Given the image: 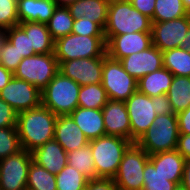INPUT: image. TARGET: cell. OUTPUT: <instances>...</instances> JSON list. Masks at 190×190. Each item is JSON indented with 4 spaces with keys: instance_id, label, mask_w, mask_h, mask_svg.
<instances>
[{
    "instance_id": "50",
    "label": "cell",
    "mask_w": 190,
    "mask_h": 190,
    "mask_svg": "<svg viewBox=\"0 0 190 190\" xmlns=\"http://www.w3.org/2000/svg\"><path fill=\"white\" fill-rule=\"evenodd\" d=\"M5 39H6L5 30H0V51L2 49V45Z\"/></svg>"
},
{
    "instance_id": "47",
    "label": "cell",
    "mask_w": 190,
    "mask_h": 190,
    "mask_svg": "<svg viewBox=\"0 0 190 190\" xmlns=\"http://www.w3.org/2000/svg\"><path fill=\"white\" fill-rule=\"evenodd\" d=\"M187 190H190V160H186L184 166L183 180L181 183Z\"/></svg>"
},
{
    "instance_id": "29",
    "label": "cell",
    "mask_w": 190,
    "mask_h": 190,
    "mask_svg": "<svg viewBox=\"0 0 190 190\" xmlns=\"http://www.w3.org/2000/svg\"><path fill=\"white\" fill-rule=\"evenodd\" d=\"M74 20L67 7L57 6L47 23L51 38L56 41L58 38L71 34Z\"/></svg>"
},
{
    "instance_id": "7",
    "label": "cell",
    "mask_w": 190,
    "mask_h": 190,
    "mask_svg": "<svg viewBox=\"0 0 190 190\" xmlns=\"http://www.w3.org/2000/svg\"><path fill=\"white\" fill-rule=\"evenodd\" d=\"M149 154L136 143L124 152L113 180L118 190H143V171Z\"/></svg>"
},
{
    "instance_id": "52",
    "label": "cell",
    "mask_w": 190,
    "mask_h": 190,
    "mask_svg": "<svg viewBox=\"0 0 190 190\" xmlns=\"http://www.w3.org/2000/svg\"><path fill=\"white\" fill-rule=\"evenodd\" d=\"M174 190H187L182 184H177Z\"/></svg>"
},
{
    "instance_id": "42",
    "label": "cell",
    "mask_w": 190,
    "mask_h": 190,
    "mask_svg": "<svg viewBox=\"0 0 190 190\" xmlns=\"http://www.w3.org/2000/svg\"><path fill=\"white\" fill-rule=\"evenodd\" d=\"M152 100L155 101V112L157 115H169L175 114L167 94L158 95L152 97Z\"/></svg>"
},
{
    "instance_id": "3",
    "label": "cell",
    "mask_w": 190,
    "mask_h": 190,
    "mask_svg": "<svg viewBox=\"0 0 190 190\" xmlns=\"http://www.w3.org/2000/svg\"><path fill=\"white\" fill-rule=\"evenodd\" d=\"M132 144L123 137L105 135L89 141L98 178H114L124 152Z\"/></svg>"
},
{
    "instance_id": "36",
    "label": "cell",
    "mask_w": 190,
    "mask_h": 190,
    "mask_svg": "<svg viewBox=\"0 0 190 190\" xmlns=\"http://www.w3.org/2000/svg\"><path fill=\"white\" fill-rule=\"evenodd\" d=\"M6 39L10 41L19 55L23 58L33 56L34 54L30 51L29 34L19 26H13L10 29L5 30Z\"/></svg>"
},
{
    "instance_id": "21",
    "label": "cell",
    "mask_w": 190,
    "mask_h": 190,
    "mask_svg": "<svg viewBox=\"0 0 190 190\" xmlns=\"http://www.w3.org/2000/svg\"><path fill=\"white\" fill-rule=\"evenodd\" d=\"M56 8L57 4L53 0H17L19 23L47 24Z\"/></svg>"
},
{
    "instance_id": "17",
    "label": "cell",
    "mask_w": 190,
    "mask_h": 190,
    "mask_svg": "<svg viewBox=\"0 0 190 190\" xmlns=\"http://www.w3.org/2000/svg\"><path fill=\"white\" fill-rule=\"evenodd\" d=\"M106 135L119 136L131 141V126L125 101L109 99L102 108Z\"/></svg>"
},
{
    "instance_id": "6",
    "label": "cell",
    "mask_w": 190,
    "mask_h": 190,
    "mask_svg": "<svg viewBox=\"0 0 190 190\" xmlns=\"http://www.w3.org/2000/svg\"><path fill=\"white\" fill-rule=\"evenodd\" d=\"M54 53L58 64L73 59L104 57L107 54L106 40L104 36L71 33L55 41Z\"/></svg>"
},
{
    "instance_id": "8",
    "label": "cell",
    "mask_w": 190,
    "mask_h": 190,
    "mask_svg": "<svg viewBox=\"0 0 190 190\" xmlns=\"http://www.w3.org/2000/svg\"><path fill=\"white\" fill-rule=\"evenodd\" d=\"M58 72L59 64L55 53L35 54L23 58L13 76L29 82L42 91Z\"/></svg>"
},
{
    "instance_id": "2",
    "label": "cell",
    "mask_w": 190,
    "mask_h": 190,
    "mask_svg": "<svg viewBox=\"0 0 190 190\" xmlns=\"http://www.w3.org/2000/svg\"><path fill=\"white\" fill-rule=\"evenodd\" d=\"M151 28V19L135 9L129 0L109 4L107 24L104 28L106 43L115 35L151 32Z\"/></svg>"
},
{
    "instance_id": "20",
    "label": "cell",
    "mask_w": 190,
    "mask_h": 190,
    "mask_svg": "<svg viewBox=\"0 0 190 190\" xmlns=\"http://www.w3.org/2000/svg\"><path fill=\"white\" fill-rule=\"evenodd\" d=\"M149 160L155 169L169 181L182 183L186 159L177 150L149 155Z\"/></svg>"
},
{
    "instance_id": "53",
    "label": "cell",
    "mask_w": 190,
    "mask_h": 190,
    "mask_svg": "<svg viewBox=\"0 0 190 190\" xmlns=\"http://www.w3.org/2000/svg\"><path fill=\"white\" fill-rule=\"evenodd\" d=\"M106 1L111 3V2H115V1H126V0H106Z\"/></svg>"
},
{
    "instance_id": "44",
    "label": "cell",
    "mask_w": 190,
    "mask_h": 190,
    "mask_svg": "<svg viewBox=\"0 0 190 190\" xmlns=\"http://www.w3.org/2000/svg\"><path fill=\"white\" fill-rule=\"evenodd\" d=\"M179 134H190V105L177 114Z\"/></svg>"
},
{
    "instance_id": "27",
    "label": "cell",
    "mask_w": 190,
    "mask_h": 190,
    "mask_svg": "<svg viewBox=\"0 0 190 190\" xmlns=\"http://www.w3.org/2000/svg\"><path fill=\"white\" fill-rule=\"evenodd\" d=\"M163 67L174 76L190 77V51L183 48H174L162 52Z\"/></svg>"
},
{
    "instance_id": "34",
    "label": "cell",
    "mask_w": 190,
    "mask_h": 190,
    "mask_svg": "<svg viewBox=\"0 0 190 190\" xmlns=\"http://www.w3.org/2000/svg\"><path fill=\"white\" fill-rule=\"evenodd\" d=\"M143 178V190H174L177 185V183L169 181L167 177L160 174L150 160L146 162Z\"/></svg>"
},
{
    "instance_id": "37",
    "label": "cell",
    "mask_w": 190,
    "mask_h": 190,
    "mask_svg": "<svg viewBox=\"0 0 190 190\" xmlns=\"http://www.w3.org/2000/svg\"><path fill=\"white\" fill-rule=\"evenodd\" d=\"M17 0H0V30L18 25Z\"/></svg>"
},
{
    "instance_id": "1",
    "label": "cell",
    "mask_w": 190,
    "mask_h": 190,
    "mask_svg": "<svg viewBox=\"0 0 190 190\" xmlns=\"http://www.w3.org/2000/svg\"><path fill=\"white\" fill-rule=\"evenodd\" d=\"M55 115L42 104L39 107L17 113V132L21 148L32 152L54 139Z\"/></svg>"
},
{
    "instance_id": "11",
    "label": "cell",
    "mask_w": 190,
    "mask_h": 190,
    "mask_svg": "<svg viewBox=\"0 0 190 190\" xmlns=\"http://www.w3.org/2000/svg\"><path fill=\"white\" fill-rule=\"evenodd\" d=\"M31 162V152L23 149L0 160V190H27Z\"/></svg>"
},
{
    "instance_id": "33",
    "label": "cell",
    "mask_w": 190,
    "mask_h": 190,
    "mask_svg": "<svg viewBox=\"0 0 190 190\" xmlns=\"http://www.w3.org/2000/svg\"><path fill=\"white\" fill-rule=\"evenodd\" d=\"M56 176L57 190H84L89 179L70 165H66Z\"/></svg>"
},
{
    "instance_id": "41",
    "label": "cell",
    "mask_w": 190,
    "mask_h": 190,
    "mask_svg": "<svg viewBox=\"0 0 190 190\" xmlns=\"http://www.w3.org/2000/svg\"><path fill=\"white\" fill-rule=\"evenodd\" d=\"M85 190H118L112 178H98L89 180Z\"/></svg>"
},
{
    "instance_id": "49",
    "label": "cell",
    "mask_w": 190,
    "mask_h": 190,
    "mask_svg": "<svg viewBox=\"0 0 190 190\" xmlns=\"http://www.w3.org/2000/svg\"><path fill=\"white\" fill-rule=\"evenodd\" d=\"M57 6L67 7L69 4L74 3L76 0H53Z\"/></svg>"
},
{
    "instance_id": "43",
    "label": "cell",
    "mask_w": 190,
    "mask_h": 190,
    "mask_svg": "<svg viewBox=\"0 0 190 190\" xmlns=\"http://www.w3.org/2000/svg\"><path fill=\"white\" fill-rule=\"evenodd\" d=\"M132 6L143 15L152 19L156 0H129Z\"/></svg>"
},
{
    "instance_id": "12",
    "label": "cell",
    "mask_w": 190,
    "mask_h": 190,
    "mask_svg": "<svg viewBox=\"0 0 190 190\" xmlns=\"http://www.w3.org/2000/svg\"><path fill=\"white\" fill-rule=\"evenodd\" d=\"M190 28V14L178 19L152 22V44L162 52L180 48Z\"/></svg>"
},
{
    "instance_id": "5",
    "label": "cell",
    "mask_w": 190,
    "mask_h": 190,
    "mask_svg": "<svg viewBox=\"0 0 190 190\" xmlns=\"http://www.w3.org/2000/svg\"><path fill=\"white\" fill-rule=\"evenodd\" d=\"M178 138L177 114L157 115L153 125L135 143L152 155L176 150Z\"/></svg>"
},
{
    "instance_id": "25",
    "label": "cell",
    "mask_w": 190,
    "mask_h": 190,
    "mask_svg": "<svg viewBox=\"0 0 190 190\" xmlns=\"http://www.w3.org/2000/svg\"><path fill=\"white\" fill-rule=\"evenodd\" d=\"M174 75L166 68L149 73L137 82V90L149 97L167 94Z\"/></svg>"
},
{
    "instance_id": "9",
    "label": "cell",
    "mask_w": 190,
    "mask_h": 190,
    "mask_svg": "<svg viewBox=\"0 0 190 190\" xmlns=\"http://www.w3.org/2000/svg\"><path fill=\"white\" fill-rule=\"evenodd\" d=\"M137 82L123 68L119 60L103 57L102 86L111 100L126 101L135 91Z\"/></svg>"
},
{
    "instance_id": "18",
    "label": "cell",
    "mask_w": 190,
    "mask_h": 190,
    "mask_svg": "<svg viewBox=\"0 0 190 190\" xmlns=\"http://www.w3.org/2000/svg\"><path fill=\"white\" fill-rule=\"evenodd\" d=\"M54 139L67 153L89 144V140L70 115L57 116Z\"/></svg>"
},
{
    "instance_id": "46",
    "label": "cell",
    "mask_w": 190,
    "mask_h": 190,
    "mask_svg": "<svg viewBox=\"0 0 190 190\" xmlns=\"http://www.w3.org/2000/svg\"><path fill=\"white\" fill-rule=\"evenodd\" d=\"M13 73L0 64V90L12 79Z\"/></svg>"
},
{
    "instance_id": "45",
    "label": "cell",
    "mask_w": 190,
    "mask_h": 190,
    "mask_svg": "<svg viewBox=\"0 0 190 190\" xmlns=\"http://www.w3.org/2000/svg\"><path fill=\"white\" fill-rule=\"evenodd\" d=\"M186 160H190V134H179L176 149Z\"/></svg>"
},
{
    "instance_id": "24",
    "label": "cell",
    "mask_w": 190,
    "mask_h": 190,
    "mask_svg": "<svg viewBox=\"0 0 190 190\" xmlns=\"http://www.w3.org/2000/svg\"><path fill=\"white\" fill-rule=\"evenodd\" d=\"M18 25L29 34L30 51L34 55L54 53L55 41L51 38L47 24L22 22Z\"/></svg>"
},
{
    "instance_id": "39",
    "label": "cell",
    "mask_w": 190,
    "mask_h": 190,
    "mask_svg": "<svg viewBox=\"0 0 190 190\" xmlns=\"http://www.w3.org/2000/svg\"><path fill=\"white\" fill-rule=\"evenodd\" d=\"M72 33L83 36H104V30L96 22L84 17L74 20Z\"/></svg>"
},
{
    "instance_id": "51",
    "label": "cell",
    "mask_w": 190,
    "mask_h": 190,
    "mask_svg": "<svg viewBox=\"0 0 190 190\" xmlns=\"http://www.w3.org/2000/svg\"><path fill=\"white\" fill-rule=\"evenodd\" d=\"M187 12L190 14V0H182Z\"/></svg>"
},
{
    "instance_id": "35",
    "label": "cell",
    "mask_w": 190,
    "mask_h": 190,
    "mask_svg": "<svg viewBox=\"0 0 190 190\" xmlns=\"http://www.w3.org/2000/svg\"><path fill=\"white\" fill-rule=\"evenodd\" d=\"M22 150L17 127L0 128V160Z\"/></svg>"
},
{
    "instance_id": "32",
    "label": "cell",
    "mask_w": 190,
    "mask_h": 190,
    "mask_svg": "<svg viewBox=\"0 0 190 190\" xmlns=\"http://www.w3.org/2000/svg\"><path fill=\"white\" fill-rule=\"evenodd\" d=\"M189 14L182 0H156L151 22L174 20Z\"/></svg>"
},
{
    "instance_id": "15",
    "label": "cell",
    "mask_w": 190,
    "mask_h": 190,
    "mask_svg": "<svg viewBox=\"0 0 190 190\" xmlns=\"http://www.w3.org/2000/svg\"><path fill=\"white\" fill-rule=\"evenodd\" d=\"M152 45L151 32H134L113 36L106 43L107 55L115 60H121L133 53H139Z\"/></svg>"
},
{
    "instance_id": "4",
    "label": "cell",
    "mask_w": 190,
    "mask_h": 190,
    "mask_svg": "<svg viewBox=\"0 0 190 190\" xmlns=\"http://www.w3.org/2000/svg\"><path fill=\"white\" fill-rule=\"evenodd\" d=\"M81 86L58 72L41 91V104L55 115H70L78 107Z\"/></svg>"
},
{
    "instance_id": "14",
    "label": "cell",
    "mask_w": 190,
    "mask_h": 190,
    "mask_svg": "<svg viewBox=\"0 0 190 190\" xmlns=\"http://www.w3.org/2000/svg\"><path fill=\"white\" fill-rule=\"evenodd\" d=\"M103 57L62 61L59 72L80 86L102 83Z\"/></svg>"
},
{
    "instance_id": "13",
    "label": "cell",
    "mask_w": 190,
    "mask_h": 190,
    "mask_svg": "<svg viewBox=\"0 0 190 190\" xmlns=\"http://www.w3.org/2000/svg\"><path fill=\"white\" fill-rule=\"evenodd\" d=\"M0 98L6 101L17 113L41 105V91L29 82L15 76L0 90Z\"/></svg>"
},
{
    "instance_id": "26",
    "label": "cell",
    "mask_w": 190,
    "mask_h": 190,
    "mask_svg": "<svg viewBox=\"0 0 190 190\" xmlns=\"http://www.w3.org/2000/svg\"><path fill=\"white\" fill-rule=\"evenodd\" d=\"M167 96L175 114L187 109L190 105V77L174 76Z\"/></svg>"
},
{
    "instance_id": "19",
    "label": "cell",
    "mask_w": 190,
    "mask_h": 190,
    "mask_svg": "<svg viewBox=\"0 0 190 190\" xmlns=\"http://www.w3.org/2000/svg\"><path fill=\"white\" fill-rule=\"evenodd\" d=\"M31 155L33 162L55 175L67 165V152L55 139L34 149Z\"/></svg>"
},
{
    "instance_id": "31",
    "label": "cell",
    "mask_w": 190,
    "mask_h": 190,
    "mask_svg": "<svg viewBox=\"0 0 190 190\" xmlns=\"http://www.w3.org/2000/svg\"><path fill=\"white\" fill-rule=\"evenodd\" d=\"M27 190H57L55 174L32 161L28 171Z\"/></svg>"
},
{
    "instance_id": "48",
    "label": "cell",
    "mask_w": 190,
    "mask_h": 190,
    "mask_svg": "<svg viewBox=\"0 0 190 190\" xmlns=\"http://www.w3.org/2000/svg\"><path fill=\"white\" fill-rule=\"evenodd\" d=\"M181 48L189 50L190 51V28L184 37V39L181 42Z\"/></svg>"
},
{
    "instance_id": "10",
    "label": "cell",
    "mask_w": 190,
    "mask_h": 190,
    "mask_svg": "<svg viewBox=\"0 0 190 190\" xmlns=\"http://www.w3.org/2000/svg\"><path fill=\"white\" fill-rule=\"evenodd\" d=\"M131 126V142L135 143L154 123L157 116L155 101L135 91L125 101Z\"/></svg>"
},
{
    "instance_id": "30",
    "label": "cell",
    "mask_w": 190,
    "mask_h": 190,
    "mask_svg": "<svg viewBox=\"0 0 190 190\" xmlns=\"http://www.w3.org/2000/svg\"><path fill=\"white\" fill-rule=\"evenodd\" d=\"M109 100L102 83L81 86L78 106L86 109H102Z\"/></svg>"
},
{
    "instance_id": "40",
    "label": "cell",
    "mask_w": 190,
    "mask_h": 190,
    "mask_svg": "<svg viewBox=\"0 0 190 190\" xmlns=\"http://www.w3.org/2000/svg\"><path fill=\"white\" fill-rule=\"evenodd\" d=\"M17 112L0 98V128L16 127Z\"/></svg>"
},
{
    "instance_id": "22",
    "label": "cell",
    "mask_w": 190,
    "mask_h": 190,
    "mask_svg": "<svg viewBox=\"0 0 190 190\" xmlns=\"http://www.w3.org/2000/svg\"><path fill=\"white\" fill-rule=\"evenodd\" d=\"M109 4L106 0H76L67 8L74 19L84 17L96 22L104 30L107 24Z\"/></svg>"
},
{
    "instance_id": "16",
    "label": "cell",
    "mask_w": 190,
    "mask_h": 190,
    "mask_svg": "<svg viewBox=\"0 0 190 190\" xmlns=\"http://www.w3.org/2000/svg\"><path fill=\"white\" fill-rule=\"evenodd\" d=\"M124 70L136 80L163 67L162 51L153 44L120 60Z\"/></svg>"
},
{
    "instance_id": "38",
    "label": "cell",
    "mask_w": 190,
    "mask_h": 190,
    "mask_svg": "<svg viewBox=\"0 0 190 190\" xmlns=\"http://www.w3.org/2000/svg\"><path fill=\"white\" fill-rule=\"evenodd\" d=\"M22 59L23 56L19 55L18 51L15 49V46L10 41L5 39L0 51V64L7 70L14 73Z\"/></svg>"
},
{
    "instance_id": "23",
    "label": "cell",
    "mask_w": 190,
    "mask_h": 190,
    "mask_svg": "<svg viewBox=\"0 0 190 190\" xmlns=\"http://www.w3.org/2000/svg\"><path fill=\"white\" fill-rule=\"evenodd\" d=\"M70 116L89 141L106 135L102 109H86L78 106Z\"/></svg>"
},
{
    "instance_id": "28",
    "label": "cell",
    "mask_w": 190,
    "mask_h": 190,
    "mask_svg": "<svg viewBox=\"0 0 190 190\" xmlns=\"http://www.w3.org/2000/svg\"><path fill=\"white\" fill-rule=\"evenodd\" d=\"M67 164L84 174L89 180L98 179L90 145L67 153Z\"/></svg>"
}]
</instances>
